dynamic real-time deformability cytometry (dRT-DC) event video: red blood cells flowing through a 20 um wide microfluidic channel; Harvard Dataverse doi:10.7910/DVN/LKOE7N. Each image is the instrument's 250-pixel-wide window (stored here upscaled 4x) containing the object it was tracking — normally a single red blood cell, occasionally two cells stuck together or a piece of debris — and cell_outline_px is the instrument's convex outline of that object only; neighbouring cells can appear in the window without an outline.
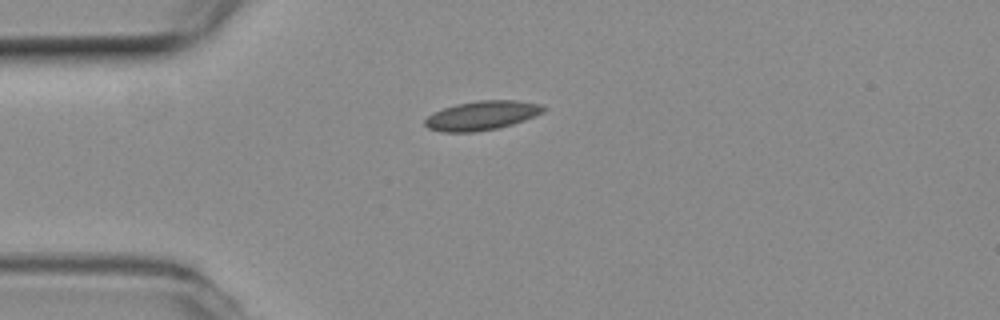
{"species": "common noctule bat (a hibernating species)", "species_latin": "Nyctalus noctula", "temperature_condition": "room temperature", "stored_images_in_passage": 41, "camera_frame_rate_fps": 3000, "um_per_image_px": 0.085, "animal": {"sex": "female", "body_mass_g": 19.3, "forearm_length_mm": 54.1}, "frame": {"image": 1, "passage_image": 1, "time_ms": 0.0, "image_size_px": [1000, 320], "cell_outline_px": [[548, 108], [544, 112], [512, 124], [496, 128], [476, 132], [444, 132], [428, 128], [424, 124], [424, 120], [432, 112], [456, 104], [480, 100], [516, 100], [540, 104]], "centroid_in_image_um": [40.94, 9.81], "position_along_channel_um": 44.1, "area_um2": 20.06}}
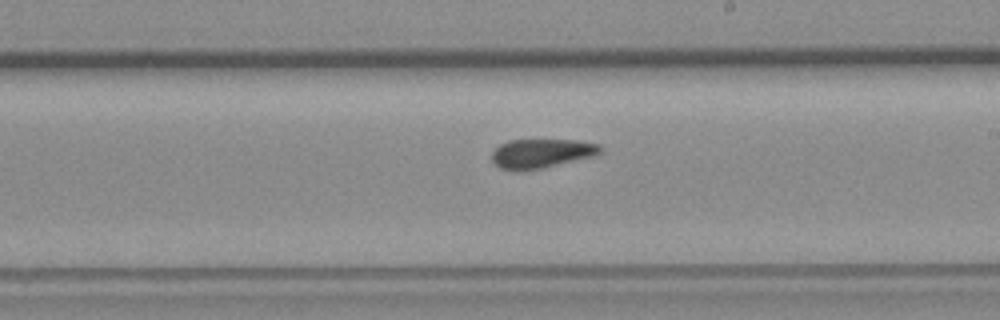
{"frame": {"image": 2, "passage_image": 18, "time_ms": 5.667, "image_size_px": [1000, 320], "cell_outline_px": [[604, 152], [596, 156], [544, 168], [520, 172], [516, 172], [500, 168], [492, 160], [492, 152], [500, 144], [508, 140], [580, 140], [600, 144], [604, 148]], "centroid_in_image_um": [46.08, 13.05], "position_along_channel_um": 242.9, "area_um2": 19.02}}
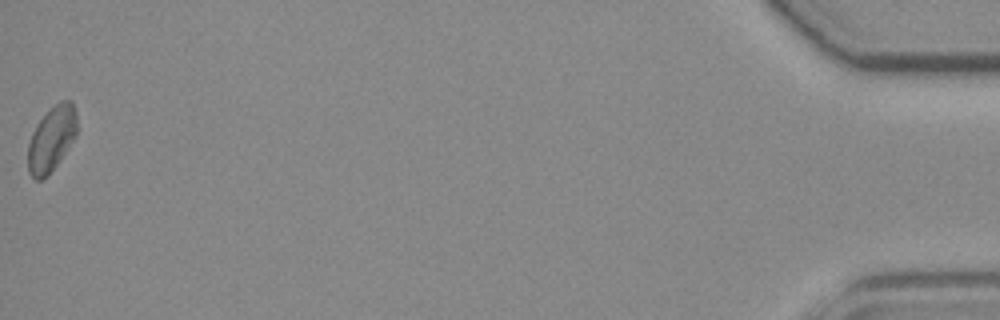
{"frame": {"image": 3, "passage_image": 41, "time_ms": 13.333, "image_size_px": [1000, 320], "cell_outline_px": [[76, 136], [60, 160], [48, 176], [40, 180], [36, 180], [28, 172], [28, 144], [32, 132], [36, 124], [60, 100], [72, 100], [76, 112]], "centroid_in_image_um": [4.38, 11.82], "position_along_channel_um": 430.8, "area_um2": 18.5}, "authors_computed_cell_mechanics": {"area_um2": 18.785, "velocity_mm_per_s": 3.8389, "shape_relaxation_time_tau1_ms": null, "shape_relaxation_time_tau2_ms": 2.7122, "deformation_change_tau1": null, "deformation_change_tau2": 0.0702}}